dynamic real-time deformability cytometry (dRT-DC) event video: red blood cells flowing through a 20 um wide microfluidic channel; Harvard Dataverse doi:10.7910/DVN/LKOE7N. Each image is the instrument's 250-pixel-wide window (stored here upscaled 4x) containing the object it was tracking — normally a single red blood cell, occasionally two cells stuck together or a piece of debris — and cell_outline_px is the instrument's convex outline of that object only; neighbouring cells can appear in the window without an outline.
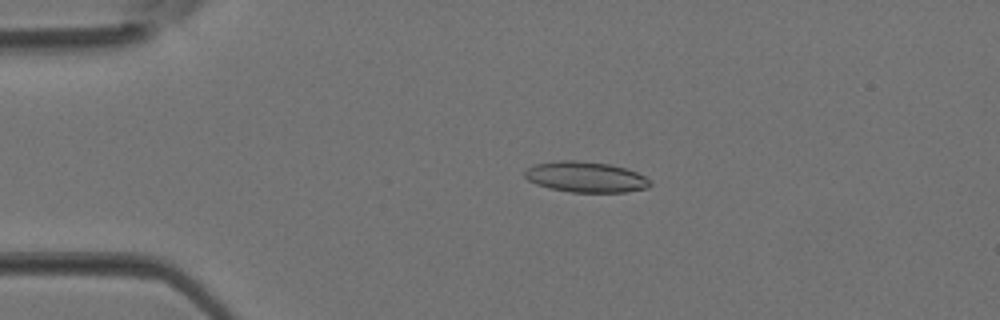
{"species": "Egyptian fruit bat (a non-hibernating species)", "species_latin": "Rousettus aegyptiacus", "temperature_condition": "room temperature", "stored_images_in_passage": 4, "camera_frame_rate_fps": 3000, "um_per_image_px": 0.085, "animal": {"sex": "female"}, "frame": {"image": 1, "passage_image": 3, "time_ms": 0.667, "image_size_px": [1000, 320], "cell_outline_px": [[652, 184], [648, 188], [624, 192], [572, 192], [548, 188], [536, 184], [528, 180], [524, 176], [524, 172], [528, 168], [536, 164], [560, 160], [572, 160], [608, 164], [624, 168], [636, 172], [644, 176]], "centroid_in_image_um": [49.77, 15.05], "position_along_channel_um": 35.2, "area_um2": 22.2}}